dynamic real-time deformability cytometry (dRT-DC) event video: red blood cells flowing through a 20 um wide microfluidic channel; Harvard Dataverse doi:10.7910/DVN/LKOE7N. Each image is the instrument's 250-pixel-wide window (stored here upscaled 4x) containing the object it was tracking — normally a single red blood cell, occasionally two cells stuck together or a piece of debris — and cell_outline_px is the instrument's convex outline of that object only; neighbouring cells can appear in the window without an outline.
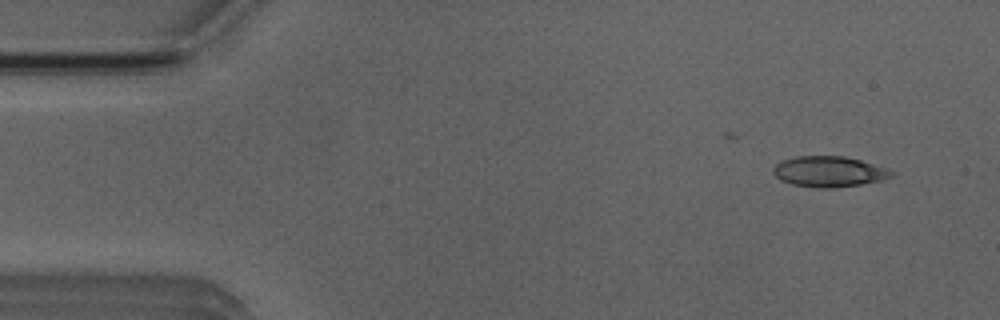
{"species": "Egyptian fruit bat (a non-hibernating species)", "species_latin": "Rousettus aegyptiacus", "temperature_condition": "room temperature", "stored_images_in_passage": 4, "camera_frame_rate_fps": 3000, "um_per_image_px": 0.085, "animal": {"sex": "male"}, "frame": {"image": 1, "passage_image": 1, "time_ms": 0.0, "image_size_px": [1000, 320], "cell_outline_px": [[896, 172], [892, 176], [880, 180], [860, 184], [832, 188], [820, 188], [792, 184], [780, 180], [772, 172], [772, 168], [780, 160], [796, 156], [844, 156], [860, 160], [888, 168]], "centroid_in_image_um": [70.44, 14.57], "position_along_channel_um": 14.6, "area_um2": 21.15}}
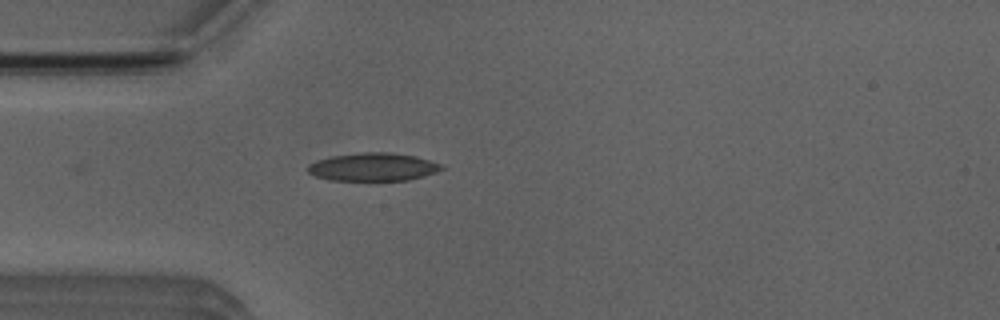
{"frame": {"image": 2, "passage_image": 4, "time_ms": 3.333, "image_size_px": [1000, 320], "cell_outline_px": [[444, 168], [436, 172], [424, 176], [408, 180], [380, 184], [368, 184], [328, 180], [316, 176], [308, 172], [308, 164], [316, 160], [332, 156], [360, 152], [388, 152], [416, 156], [440, 164]], "centroid_in_image_um": [31.68, 14.26], "position_along_channel_um": 53.3, "area_um2": 23.12}}